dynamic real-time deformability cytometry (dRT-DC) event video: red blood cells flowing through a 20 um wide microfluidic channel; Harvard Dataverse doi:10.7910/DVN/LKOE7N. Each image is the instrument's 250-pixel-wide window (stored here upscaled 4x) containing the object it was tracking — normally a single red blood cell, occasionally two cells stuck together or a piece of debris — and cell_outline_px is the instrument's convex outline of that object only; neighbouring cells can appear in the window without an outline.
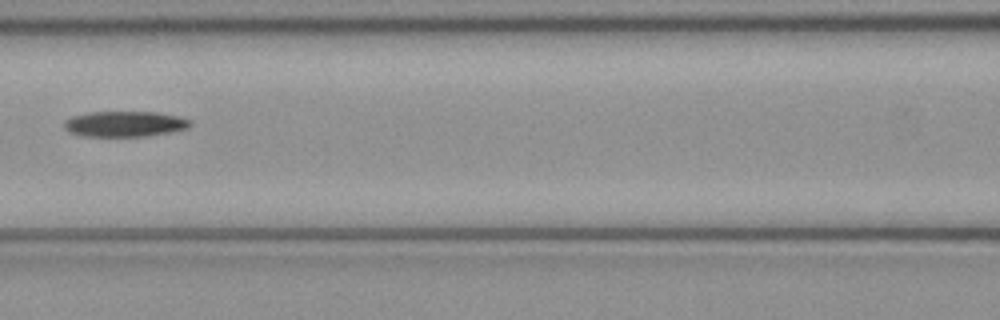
{"species": "common noctule bat (a hibernating species)", "species_latin": "Nyctalus noctula", "temperature_condition": "cold", "stored_images_in_passage": 5, "camera_frame_rate_fps": 3000, "um_per_image_px": 0.085, "animal": {"sex": "female", "body_mass_g": 21.9}, "frame": {"image": 1, "passage_image": 5, "time_ms": 1.333, "image_size_px": [1000, 320], "cell_outline_px": [[192, 124], [188, 128], [172, 132], [148, 136], [84, 136], [68, 132], [64, 128], [64, 120], [72, 116], [88, 112], [156, 112], [176, 116], [192, 120]], "centroid_in_image_um": [10.6, 10.54], "position_along_channel_um": 156.0, "area_um2": 18.9}}